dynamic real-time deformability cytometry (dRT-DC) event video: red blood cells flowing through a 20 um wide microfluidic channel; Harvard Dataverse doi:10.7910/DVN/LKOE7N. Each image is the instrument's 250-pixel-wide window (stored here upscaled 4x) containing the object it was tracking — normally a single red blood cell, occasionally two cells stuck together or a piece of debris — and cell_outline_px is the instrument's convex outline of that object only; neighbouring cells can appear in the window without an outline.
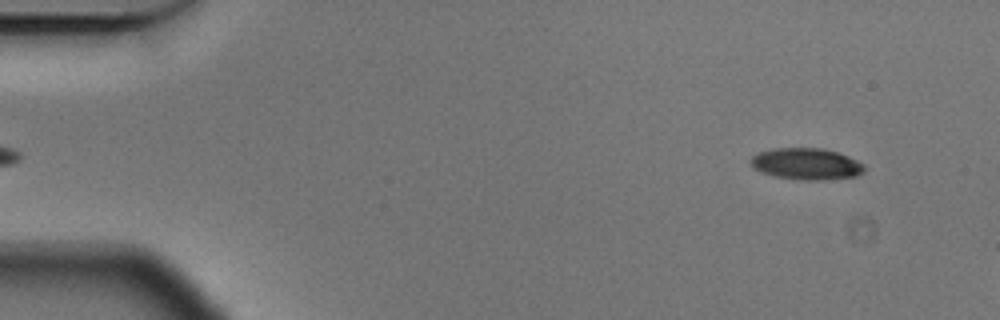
{"species": "Egyptian fruit bat (a non-hibernating species)", "species_latin": "Rousettus aegyptiacus", "temperature_condition": "cold", "stored_images_in_passage": 10, "camera_frame_rate_fps": 3000, "um_per_image_px": 0.085, "animal": {"sex": "male"}, "frame": {"image": 1, "passage_image": 2, "time_ms": 0.333, "image_size_px": [1000, 320], "cell_outline_px": [[864, 172], [856, 176], [820, 180], [796, 180], [776, 176], [760, 172], [752, 164], [752, 156], [760, 152], [772, 148], [820, 148], [836, 152], [848, 156], [864, 164]], "centroid_in_image_um": [68.56, 13.93], "position_along_channel_um": 16.4, "area_um2": 20.69}}